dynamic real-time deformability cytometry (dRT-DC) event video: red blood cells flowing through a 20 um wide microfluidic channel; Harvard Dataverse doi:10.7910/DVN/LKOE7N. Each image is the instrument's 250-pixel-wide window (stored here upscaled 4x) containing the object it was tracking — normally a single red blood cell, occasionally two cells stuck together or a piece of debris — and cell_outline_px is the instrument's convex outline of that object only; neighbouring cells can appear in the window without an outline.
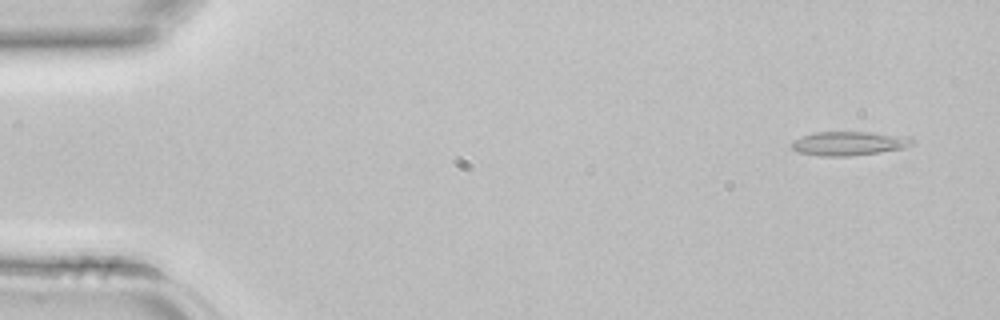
{"species": "common noctule bat (a hibernating species)", "species_latin": "Nyctalus noctula", "temperature_condition": "room temperature", "stored_images_in_passage": 3, "camera_frame_rate_fps": 3000, "um_per_image_px": 0.085, "animal": {"sex": "female", "body_mass_g": 22.7, "forearm_length_mm": 54.2}, "frame": {"image": 1, "passage_image": 1, "time_ms": 0.0, "image_size_px": [1000, 320], "cell_outline_px": [[916, 144], [904, 148], [848, 156], [820, 156], [796, 152], [792, 148], [792, 140], [812, 132], [872, 132], [908, 136], [916, 140]], "centroid_in_image_um": [72.18, 12.18], "position_along_channel_um": 12.8, "area_um2": 17.05}}
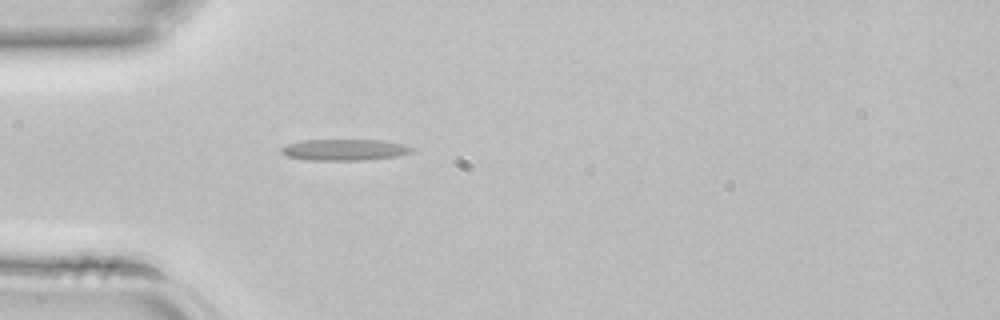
{"frame": {"image": 2, "passage_image": 3, "time_ms": 0.667, "image_size_px": [1000, 320], "cell_outline_px": [[416, 148], [412, 152], [396, 156], [364, 160], [304, 160], [288, 156], [280, 152], [280, 148], [288, 144], [300, 140], [384, 140], [404, 144]], "centroid_in_image_um": [29.29, 12.73], "position_along_channel_um": 55.7, "area_um2": 16.3}}